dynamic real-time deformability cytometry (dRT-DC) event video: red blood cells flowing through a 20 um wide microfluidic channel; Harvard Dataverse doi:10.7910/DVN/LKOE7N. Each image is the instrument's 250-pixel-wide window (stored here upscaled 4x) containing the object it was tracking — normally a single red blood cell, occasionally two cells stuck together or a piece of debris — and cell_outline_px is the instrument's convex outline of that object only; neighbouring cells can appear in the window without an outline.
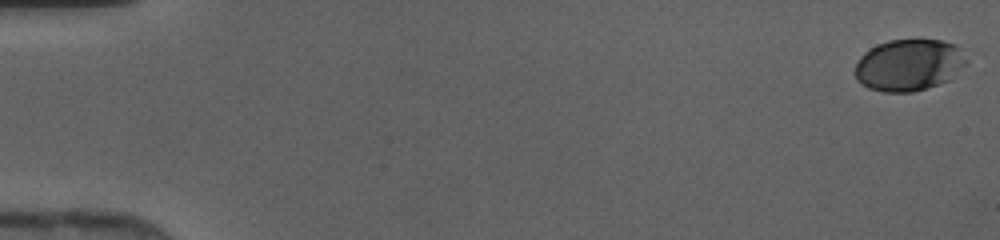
{"species": "human", "species_latin": "Homo sapiens", "temperature_condition": "cold", "stored_images_in_passage": 47, "camera_frame_rate_fps": 3000, "um_per_image_px": 0.085, "donor": {"sex": "female"}, "frame": {"image": 1, "passage_image": 1, "time_ms": 0.0, "image_size_px": [1000, 240], "cell_outline_px": [[968, 60], [948, 80], [940, 84], [912, 92], [884, 92], [868, 88], [860, 84], [856, 80], [856, 64], [860, 56], [864, 52], [876, 44], [888, 40], [940, 40], [956, 44], [960, 48]], "centroid_in_image_um": [77.23, 5.52], "position_along_channel_um": 7.8, "area_um2": 33.58}}
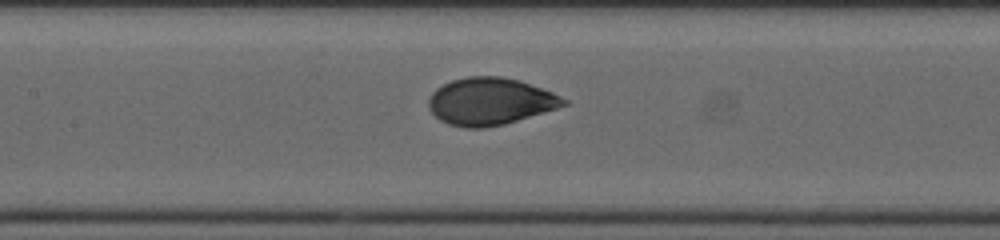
{"frame": {"image": 2, "passage_image": 23, "time_ms": 7.333, "image_size_px": [1000, 240], "cell_outline_px": [[568, 104], [556, 108], [504, 124], [484, 128], [464, 128], [448, 124], [440, 120], [428, 108], [428, 100], [432, 92], [436, 88], [452, 80], [468, 76], [500, 76], [520, 80], [552, 92], [568, 100]], "centroid_in_image_um": [41.63, 8.61], "position_along_channel_um": 165.8, "area_um2": 37.05}}
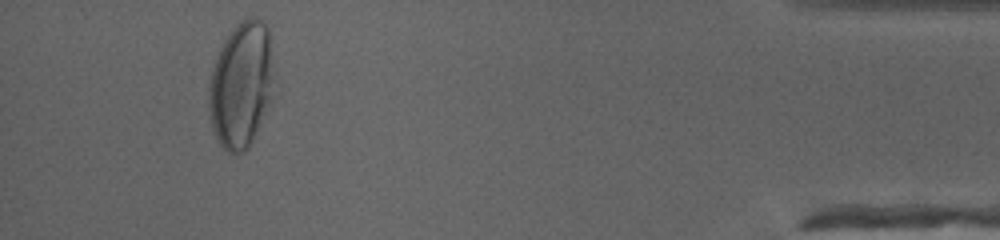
{"frame": {"image": 3, "passage_image": 44, "time_ms": 14.333, "image_size_px": [1000, 240], "cell_outline_px": [[272, 96], [252, 140], [248, 148], [244, 152], [228, 152], [220, 144], [212, 128], [208, 116], [208, 88], [212, 68], [216, 56], [224, 40], [236, 24], [248, 16], [256, 16], [264, 20], [268, 28], [272, 76]], "centroid_in_image_um": [20.46, 7.18], "position_along_channel_um": 414.7, "area_um2": 47.57}}